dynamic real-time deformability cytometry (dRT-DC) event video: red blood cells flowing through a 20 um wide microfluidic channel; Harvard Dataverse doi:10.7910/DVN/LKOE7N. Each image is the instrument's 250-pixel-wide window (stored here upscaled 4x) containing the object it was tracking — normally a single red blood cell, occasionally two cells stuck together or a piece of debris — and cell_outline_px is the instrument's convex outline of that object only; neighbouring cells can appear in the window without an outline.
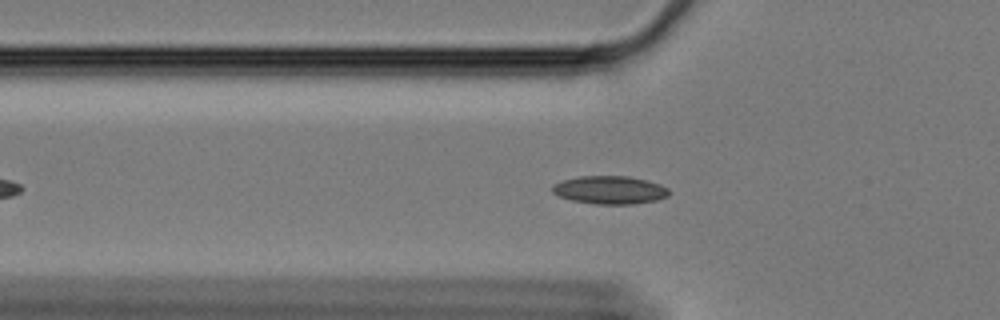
{"species": "Egyptian fruit bat (a non-hibernating species)", "species_latin": "Rousettus aegyptiacus", "temperature_condition": "cold", "stored_images_in_passage": 34, "camera_frame_rate_fps": 3000, "um_per_image_px": 0.085, "animal": {"sex": "female"}, "frame": {"image": 1, "passage_image": 10, "time_ms": 3.0, "image_size_px": [1000, 320], "cell_outline_px": [[672, 192], [668, 196], [656, 200], [632, 204], [596, 204], [572, 200], [560, 196], [552, 192], [552, 184], [564, 180], [580, 176], [628, 176], [660, 184], [668, 188]], "centroid_in_image_um": [51.85, 16.15], "position_along_channel_um": 73.9, "area_um2": 19.02}}
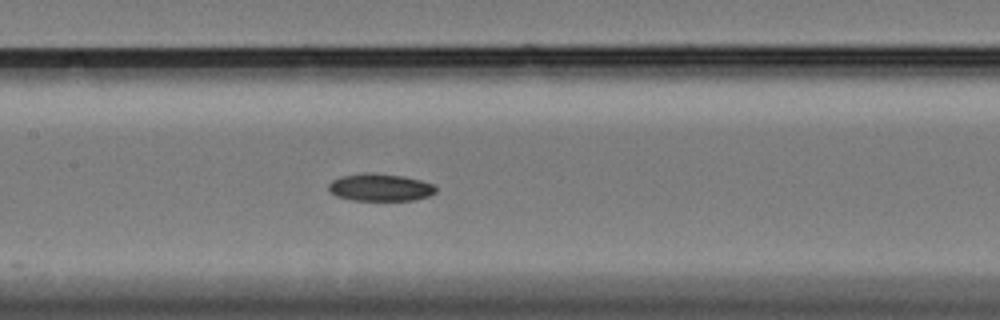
{"frame": {"image": 2, "passage_image": 19, "time_ms": 6.0, "image_size_px": [1000, 320], "cell_outline_px": [[436, 192], [428, 196], [416, 200], [352, 200], [336, 196], [328, 192], [328, 184], [332, 180], [340, 176], [364, 172], [372, 172], [404, 176], [420, 180], [432, 184], [436, 188]], "centroid_in_image_um": [32.27, 15.92], "position_along_channel_um": 175.1, "area_um2": 17.34}}
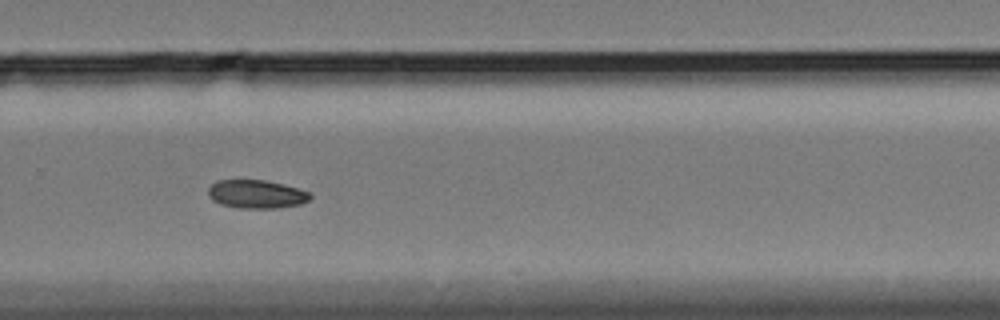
{"frame": {"image": 3, "passage_image": 31, "time_ms": 10.0, "image_size_px": [1000, 320], "cell_outline_px": [[312, 196], [308, 200], [300, 204], [276, 208], [236, 208], [220, 204], [212, 200], [208, 196], [208, 188], [216, 180], [264, 180], [284, 184], [308, 192]], "centroid_in_image_um": [21.75, 16.5], "position_along_channel_um": 308.1, "area_um2": 16.88}}